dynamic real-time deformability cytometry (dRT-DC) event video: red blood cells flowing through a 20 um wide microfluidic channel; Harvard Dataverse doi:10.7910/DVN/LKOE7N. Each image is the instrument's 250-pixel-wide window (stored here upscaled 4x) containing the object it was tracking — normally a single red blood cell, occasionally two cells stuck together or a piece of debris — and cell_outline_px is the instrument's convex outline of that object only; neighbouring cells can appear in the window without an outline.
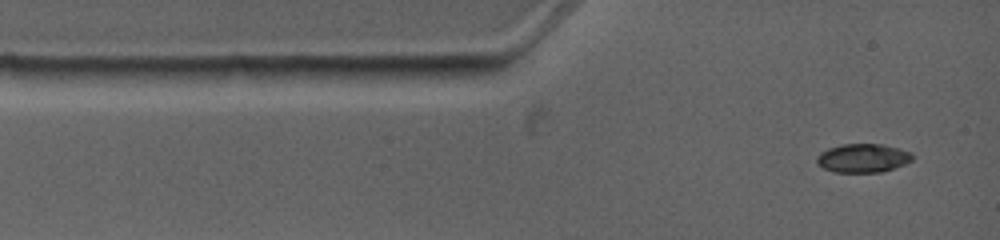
{"species": "common noctule bat (a hibernating species)", "species_latin": "Nyctalus noctula", "temperature_condition": "warm", "stored_images_in_passage": 4, "camera_frame_rate_fps": 4500, "um_per_image_px": 0.085, "animal": {"sex": "female", "body_mass_g": 19.0, "forearm_length_mm": 53.3}, "frame": {"image": 1, "passage_image": 1, "time_ms": 0.0, "image_size_px": [1000, 240], "cell_outline_px": [[912, 160], [904, 164], [880, 172], [832, 172], [816, 164], [816, 156], [820, 152], [828, 148], [840, 144], [880, 144], [912, 152]], "centroid_in_image_um": [73.28, 13.43], "position_along_channel_um": 11.7, "area_um2": 15.95}}
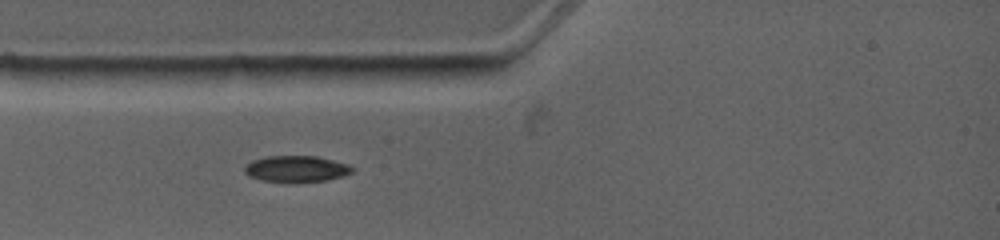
{"frame": {"image": 2, "passage_image": 3, "time_ms": 2.0, "image_size_px": [1000, 240], "cell_outline_px": [[352, 172], [340, 176], [324, 180], [260, 180], [248, 176], [244, 172], [244, 168], [252, 160], [264, 156], [316, 156], [348, 164], [352, 168]], "centroid_in_image_um": [25.13, 14.31], "position_along_channel_um": 59.9, "area_um2": 15.78}}
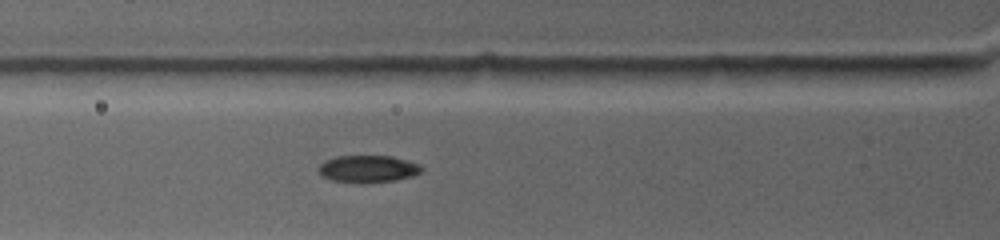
{"frame": {"image": 3, "passage_image": 4, "time_ms": 2.889, "image_size_px": [1000, 240], "cell_outline_px": [[420, 172], [396, 180], [332, 180], [324, 176], [320, 172], [320, 164], [324, 160], [336, 156], [392, 156], [416, 164], [420, 168]], "centroid_in_image_um": [31.22, 14.29], "position_along_channel_um": 94.6, "area_um2": 15.03}}